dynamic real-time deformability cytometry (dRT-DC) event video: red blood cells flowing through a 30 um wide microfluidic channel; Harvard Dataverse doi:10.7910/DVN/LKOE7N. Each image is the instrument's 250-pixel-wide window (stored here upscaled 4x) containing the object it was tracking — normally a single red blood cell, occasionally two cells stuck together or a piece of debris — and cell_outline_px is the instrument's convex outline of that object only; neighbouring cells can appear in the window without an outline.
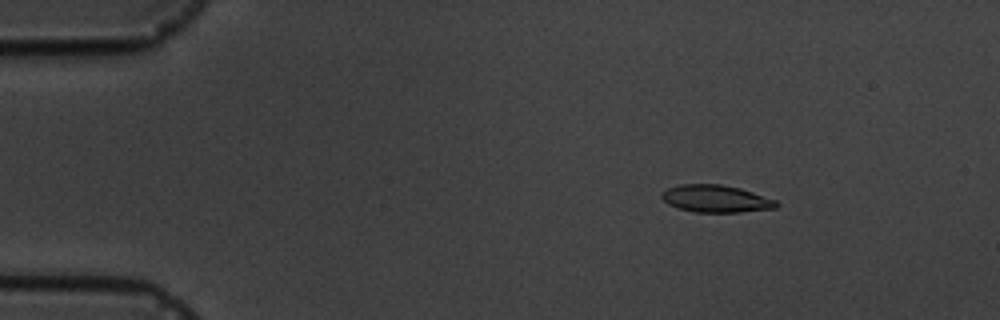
{"species": "common noctule bat (a hibernating species)", "species_latin": "Nyctalus noctula", "temperature_condition": "cold", "stored_images_in_passage": 5, "camera_frame_rate_fps": 3000, "um_per_image_px": 0.085, "animal": {"sex": "male", "body_mass_g": 19.5, "forearm_length_mm": 54.6}, "frame": {"image": 1, "passage_image": 3, "time_ms": 2.333, "image_size_px": [1000, 320], "cell_outline_px": [[780, 204], [776, 208], [740, 212], [696, 212], [676, 208], [668, 204], [660, 196], [660, 192], [668, 188], [680, 184], [720, 184], [740, 188], [776, 200]], "centroid_in_image_um": [60.83, 16.89], "position_along_channel_um": 24.2, "area_um2": 18.32}}